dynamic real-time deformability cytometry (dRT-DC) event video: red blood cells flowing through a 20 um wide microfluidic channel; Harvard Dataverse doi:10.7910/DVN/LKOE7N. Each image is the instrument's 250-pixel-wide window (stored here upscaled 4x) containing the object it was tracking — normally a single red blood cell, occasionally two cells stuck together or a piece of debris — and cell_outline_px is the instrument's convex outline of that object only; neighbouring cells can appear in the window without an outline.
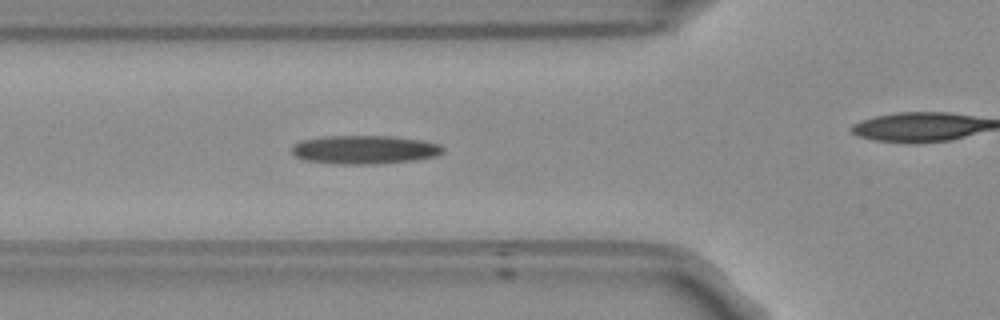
{"species": "Egyptian fruit bat (a non-hibernating species)", "species_latin": "Rousettus aegyptiacus", "temperature_condition": "room temperature", "stored_images_in_passage": 42, "camera_frame_rate_fps": 3000, "um_per_image_px": 0.085, "frame": {"image": 1, "passage_image": 7, "time_ms": 2.0, "image_size_px": [1000, 320], "cell_outline_px": [[444, 148], [436, 156], [412, 160], [360, 164], [344, 164], [304, 160], [296, 156], [292, 152], [292, 144], [300, 140], [324, 136], [392, 136], [420, 140], [440, 144]], "centroid_in_image_um": [30.93, 12.7], "position_along_channel_um": 94.9, "area_um2": 24.8}}
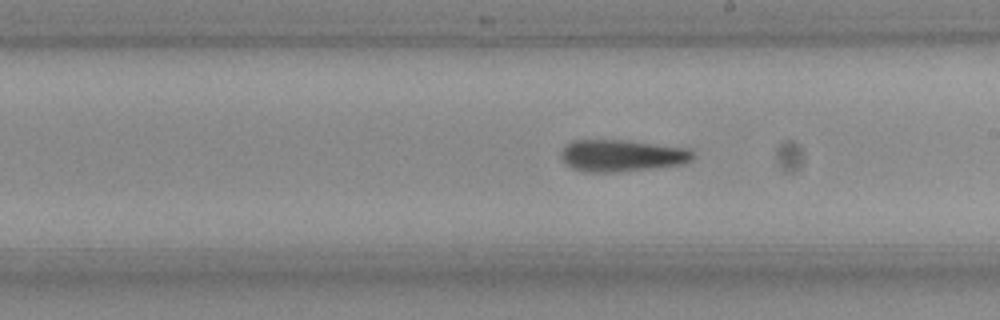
{"frame": {"image": 2, "passage_image": 18, "time_ms": 5.667, "image_size_px": [1000, 320], "cell_outline_px": [[692, 160], [684, 164], [612, 172], [584, 172], [572, 168], [564, 164], [560, 156], [560, 152], [564, 144], [572, 140], [624, 140], [688, 148], [692, 152]], "centroid_in_image_um": [52.77, 13.22], "position_along_channel_um": 236.2, "area_um2": 24.51}}
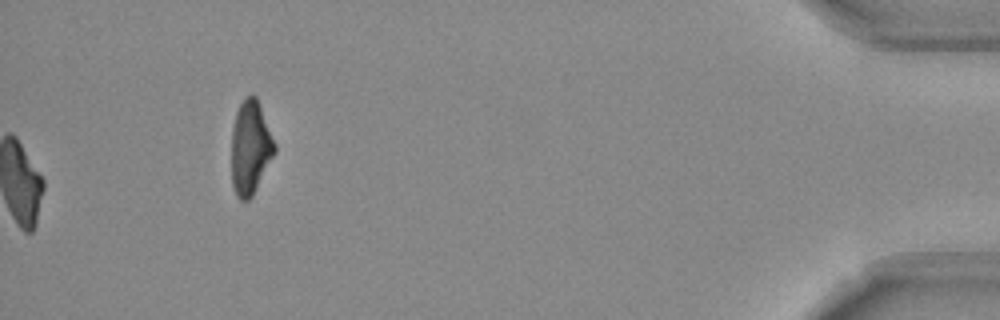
{"frame": {"image": 3, "passage_image": 42, "time_ms": 13.667, "image_size_px": [1000, 320], "cell_outline_px": [[276, 152], [252, 196], [248, 200], [240, 200], [236, 196], [232, 184], [232, 128], [236, 112], [244, 96], [256, 96], [276, 144]], "centroid_in_image_um": [21.28, 12.55], "position_along_channel_um": 413.9, "area_um2": 23.52}}